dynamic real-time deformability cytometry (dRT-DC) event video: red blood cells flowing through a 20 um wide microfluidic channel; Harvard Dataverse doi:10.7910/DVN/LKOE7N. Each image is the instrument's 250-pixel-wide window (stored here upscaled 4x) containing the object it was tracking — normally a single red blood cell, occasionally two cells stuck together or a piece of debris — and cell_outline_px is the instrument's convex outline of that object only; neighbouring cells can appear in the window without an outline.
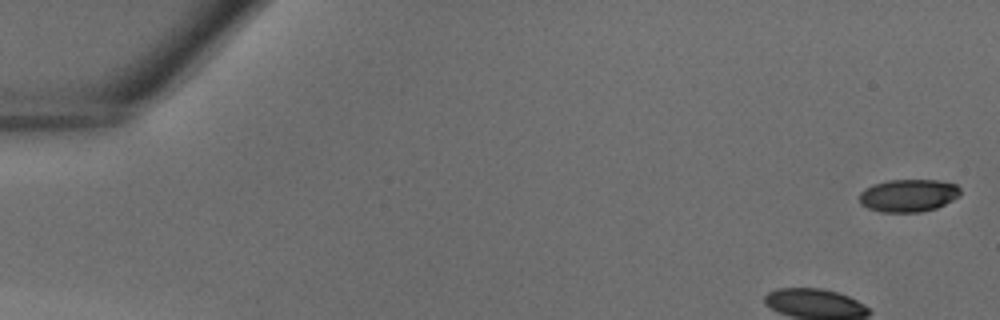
{"species": "common noctule bat (a hibernating species)", "species_latin": "Nyctalus noctula", "temperature_condition": "warm", "stored_images_in_passage": 40, "camera_frame_rate_fps": 3000, "um_per_image_px": 0.085, "animal": {"sex": "male", "body_mass_g": 18.8}, "frame": {"image": 1, "passage_image": 1, "time_ms": 0.0, "image_size_px": [1000, 320], "cell_outline_px": [[960, 196], [936, 208], [920, 212], [880, 212], [868, 208], [860, 204], [860, 192], [864, 188], [872, 184], [888, 180], [936, 180], [956, 184], [960, 188]], "centroid_in_image_um": [77.19, 16.61], "position_along_channel_um": 7.8, "area_um2": 19.31}}
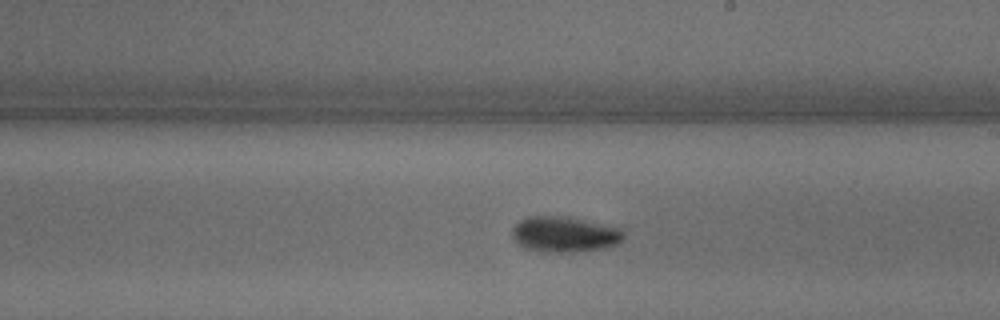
{"frame": {"image": 2, "passage_image": 22, "time_ms": 7.0, "image_size_px": [1000, 320], "cell_outline_px": [[624, 236], [616, 244], [608, 248], [572, 252], [548, 252], [524, 248], [512, 236], [512, 228], [520, 220], [528, 216], [556, 216], [580, 220], [624, 228]], "centroid_in_image_um": [47.99, 19.93], "position_along_channel_um": 241.0, "area_um2": 22.89}}
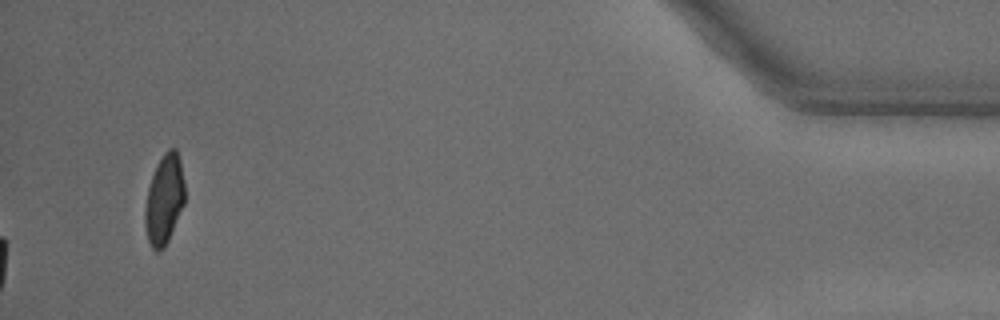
{"frame": {"image": 3, "passage_image": 40, "time_ms": 13.0, "image_size_px": [1000, 320], "cell_outline_px": [[184, 204], [168, 240], [164, 248], [160, 252], [156, 252], [152, 248], [148, 240], [144, 224], [144, 212], [148, 188], [152, 176], [164, 152], [168, 148], [176, 148], [180, 160], [184, 180]], "centroid_in_image_um": [13.96, 16.98], "position_along_channel_um": 421.2, "area_um2": 20.69}}